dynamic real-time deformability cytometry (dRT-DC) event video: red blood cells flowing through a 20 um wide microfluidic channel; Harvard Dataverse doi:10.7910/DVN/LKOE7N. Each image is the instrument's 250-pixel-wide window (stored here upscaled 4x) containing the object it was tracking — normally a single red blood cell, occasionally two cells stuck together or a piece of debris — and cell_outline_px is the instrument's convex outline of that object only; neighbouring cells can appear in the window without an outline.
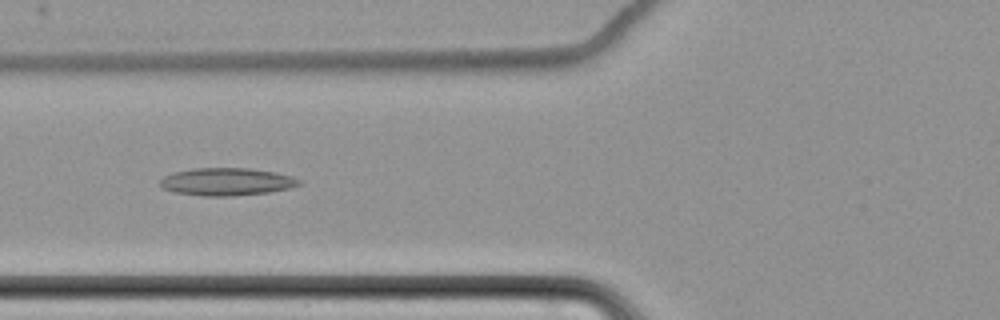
{"species": "common noctule bat (a hibernating species)", "species_latin": "Nyctalus noctula", "temperature_condition": "cold", "stored_images_in_passage": 10, "camera_frame_rate_fps": 3000, "um_per_image_px": 0.085, "animal": {"sex": "female", "body_mass_g": 22.7, "forearm_length_mm": 54.2}, "frame": {"image": 1, "passage_image": 6, "time_ms": 7.0, "image_size_px": [1000, 320], "cell_outline_px": [[300, 184], [292, 188], [268, 192], [232, 196], [204, 196], [172, 192], [160, 188], [160, 180], [164, 176], [172, 172], [192, 168], [248, 168], [276, 172], [292, 176], [300, 180]], "centroid_in_image_um": [19.23, 15.44], "position_along_channel_um": 106.6, "area_um2": 22.6}}
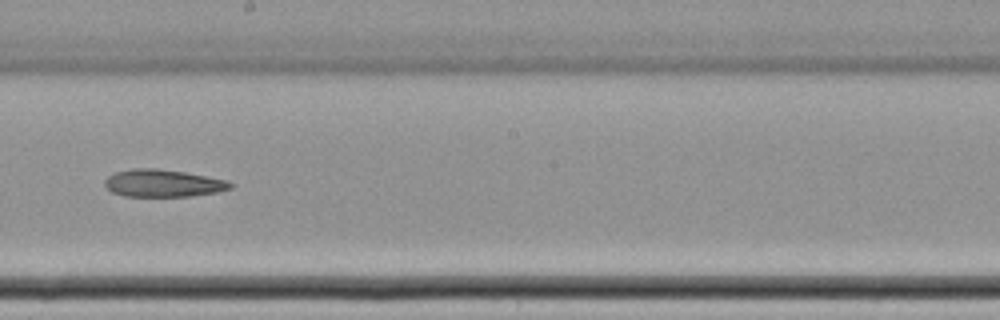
{"frame": {"image": 2, "passage_image": 9, "time_ms": 10.667, "image_size_px": [1000, 320], "cell_outline_px": [[236, 184], [232, 188], [216, 192], [192, 196], [124, 196], [112, 192], [104, 184], [104, 180], [108, 176], [116, 172], [132, 168], [156, 168], [184, 172], [228, 180]], "centroid_in_image_um": [13.88, 15.57], "position_along_channel_um": 234.3, "area_um2": 20.11}}
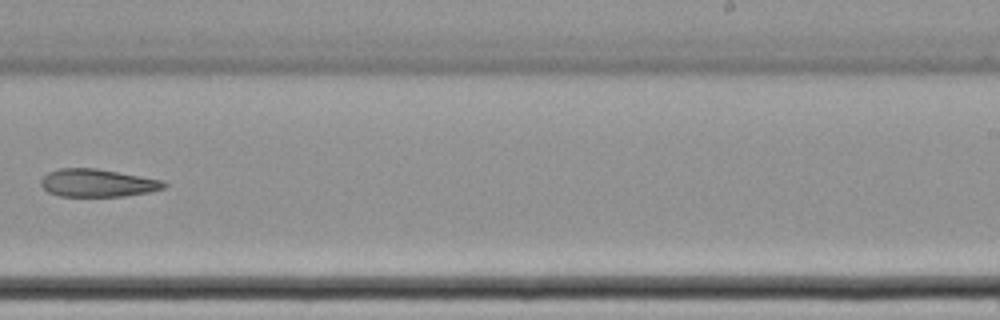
{"frame": {"image": 3, "passage_image": 10, "time_ms": 12.0, "image_size_px": [1000, 320], "cell_outline_px": [[168, 184], [164, 188], [148, 192], [124, 196], [60, 196], [48, 192], [40, 184], [40, 180], [48, 172], [60, 168], [96, 168], [164, 180]], "centroid_in_image_um": [8.29, 15.55], "position_along_channel_um": 280.7, "area_um2": 19.94}}